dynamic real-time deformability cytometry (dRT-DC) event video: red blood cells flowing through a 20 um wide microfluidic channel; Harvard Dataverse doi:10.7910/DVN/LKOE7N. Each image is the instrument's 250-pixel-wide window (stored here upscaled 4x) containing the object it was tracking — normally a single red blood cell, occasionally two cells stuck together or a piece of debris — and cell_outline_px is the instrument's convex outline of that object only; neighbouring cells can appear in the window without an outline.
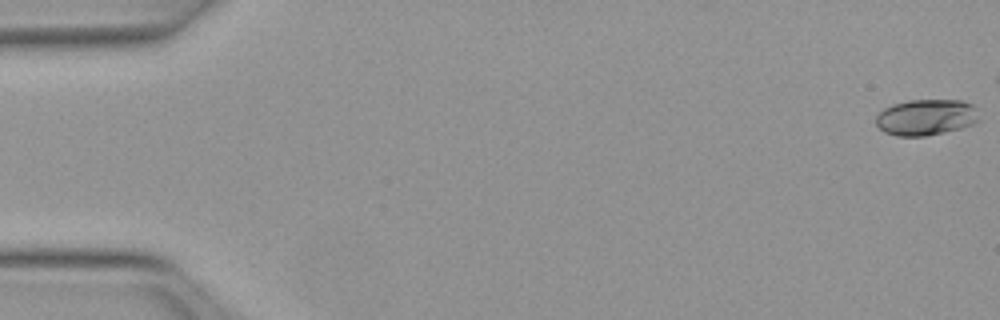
{"species": "Egyptian fruit bat (a non-hibernating species)", "species_latin": "Rousettus aegyptiacus", "temperature_condition": "warm", "stored_images_in_passage": 43, "camera_frame_rate_fps": 3000, "um_per_image_px": 0.085, "animal": {"sex": "female"}, "frame": {"image": 1, "passage_image": 1, "time_ms": 0.0, "image_size_px": [1000, 320], "cell_outline_px": [[980, 120], [972, 124], [960, 128], [944, 132], [924, 136], [896, 136], [884, 132], [876, 124], [876, 116], [884, 108], [892, 104], [908, 100], [960, 100], [972, 104], [976, 108]], "centroid_in_image_um": [78.71, 9.96], "position_along_channel_um": 6.3, "area_um2": 21.73}}
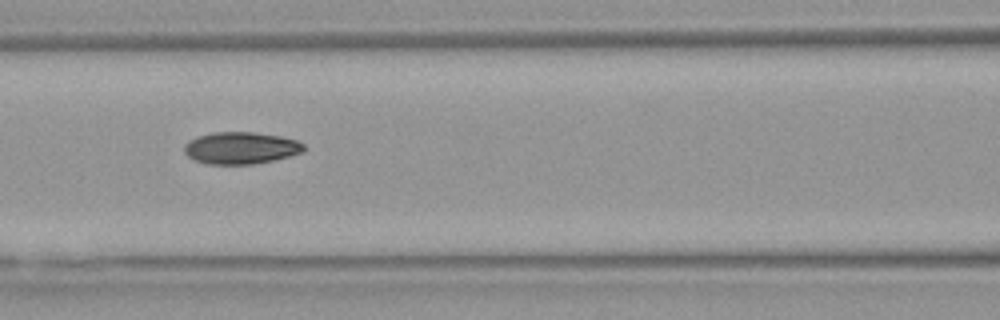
{"frame": {"image": 2, "passage_image": 23, "time_ms": 7.333, "image_size_px": [1000, 320], "cell_outline_px": [[304, 152], [272, 160], [252, 164], [204, 164], [192, 160], [184, 152], [184, 144], [188, 140], [196, 136], [212, 132], [252, 132], [280, 136], [296, 140], [304, 144]], "centroid_in_image_um": [20.41, 12.57], "position_along_channel_um": 146.2, "area_um2": 22.43}}
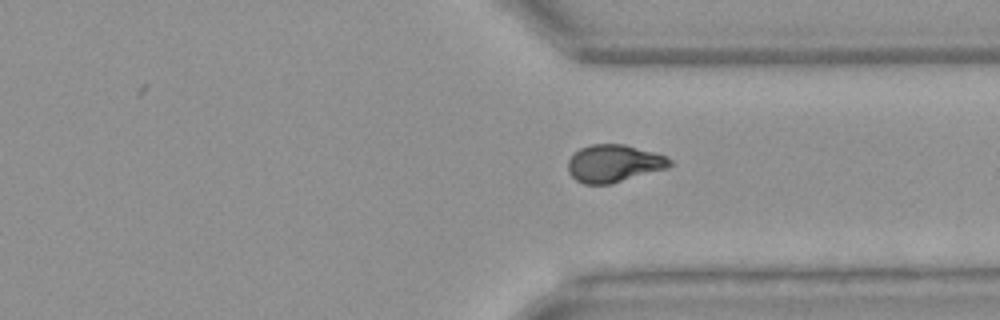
{"frame": {"image": 3, "passage_image": 39, "time_ms": 12.667, "image_size_px": [1000, 320], "cell_outline_px": [[676, 164], [668, 168], [608, 184], [584, 184], [576, 180], [568, 172], [568, 160], [572, 152], [580, 148], [592, 144], [624, 144], [668, 156]], "centroid_in_image_um": [52.19, 13.88], "position_along_channel_um": 359.2, "area_um2": 22.43}}